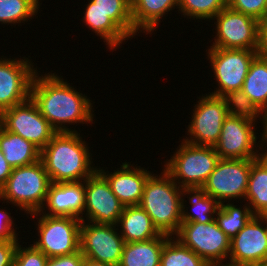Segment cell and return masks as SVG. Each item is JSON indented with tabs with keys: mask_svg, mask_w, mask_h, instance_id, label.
Returning <instances> with one entry per match:
<instances>
[{
	"mask_svg": "<svg viewBox=\"0 0 267 266\" xmlns=\"http://www.w3.org/2000/svg\"><path fill=\"white\" fill-rule=\"evenodd\" d=\"M30 98L57 132H76L75 128H68L67 123L76 126L77 123H93L92 100L55 73L39 76L36 72L31 83Z\"/></svg>",
	"mask_w": 267,
	"mask_h": 266,
	"instance_id": "obj_1",
	"label": "cell"
},
{
	"mask_svg": "<svg viewBox=\"0 0 267 266\" xmlns=\"http://www.w3.org/2000/svg\"><path fill=\"white\" fill-rule=\"evenodd\" d=\"M87 146L77 131L57 132L40 154L50 181L79 182L91 176L97 167Z\"/></svg>",
	"mask_w": 267,
	"mask_h": 266,
	"instance_id": "obj_2",
	"label": "cell"
},
{
	"mask_svg": "<svg viewBox=\"0 0 267 266\" xmlns=\"http://www.w3.org/2000/svg\"><path fill=\"white\" fill-rule=\"evenodd\" d=\"M162 171L160 175L153 173L148 177L139 205L161 234L174 236L182 222V188Z\"/></svg>",
	"mask_w": 267,
	"mask_h": 266,
	"instance_id": "obj_3",
	"label": "cell"
},
{
	"mask_svg": "<svg viewBox=\"0 0 267 266\" xmlns=\"http://www.w3.org/2000/svg\"><path fill=\"white\" fill-rule=\"evenodd\" d=\"M51 184L41 160L34 164L13 168L0 188V199L17 206L27 214L42 210Z\"/></svg>",
	"mask_w": 267,
	"mask_h": 266,
	"instance_id": "obj_4",
	"label": "cell"
},
{
	"mask_svg": "<svg viewBox=\"0 0 267 266\" xmlns=\"http://www.w3.org/2000/svg\"><path fill=\"white\" fill-rule=\"evenodd\" d=\"M180 144L164 170L181 188L203 187L220 157L214 146L194 145L183 139Z\"/></svg>",
	"mask_w": 267,
	"mask_h": 266,
	"instance_id": "obj_5",
	"label": "cell"
},
{
	"mask_svg": "<svg viewBox=\"0 0 267 266\" xmlns=\"http://www.w3.org/2000/svg\"><path fill=\"white\" fill-rule=\"evenodd\" d=\"M30 216L34 218L39 216L36 227L39 238L33 245L48 258L71 255L80 250L81 219L69 216H49L40 211Z\"/></svg>",
	"mask_w": 267,
	"mask_h": 266,
	"instance_id": "obj_6",
	"label": "cell"
},
{
	"mask_svg": "<svg viewBox=\"0 0 267 266\" xmlns=\"http://www.w3.org/2000/svg\"><path fill=\"white\" fill-rule=\"evenodd\" d=\"M175 235V239L207 263L228 261L231 239L219 228L215 219L209 223L181 222Z\"/></svg>",
	"mask_w": 267,
	"mask_h": 266,
	"instance_id": "obj_7",
	"label": "cell"
},
{
	"mask_svg": "<svg viewBox=\"0 0 267 266\" xmlns=\"http://www.w3.org/2000/svg\"><path fill=\"white\" fill-rule=\"evenodd\" d=\"M207 57L218 87L211 95L223 97L230 91L241 90L257 50L210 47Z\"/></svg>",
	"mask_w": 267,
	"mask_h": 266,
	"instance_id": "obj_8",
	"label": "cell"
},
{
	"mask_svg": "<svg viewBox=\"0 0 267 266\" xmlns=\"http://www.w3.org/2000/svg\"><path fill=\"white\" fill-rule=\"evenodd\" d=\"M255 160L220 159L203 185L206 194L220 204L245 198L251 165Z\"/></svg>",
	"mask_w": 267,
	"mask_h": 266,
	"instance_id": "obj_9",
	"label": "cell"
},
{
	"mask_svg": "<svg viewBox=\"0 0 267 266\" xmlns=\"http://www.w3.org/2000/svg\"><path fill=\"white\" fill-rule=\"evenodd\" d=\"M212 20H216L214 48L258 50V20L228 6Z\"/></svg>",
	"mask_w": 267,
	"mask_h": 266,
	"instance_id": "obj_10",
	"label": "cell"
},
{
	"mask_svg": "<svg viewBox=\"0 0 267 266\" xmlns=\"http://www.w3.org/2000/svg\"><path fill=\"white\" fill-rule=\"evenodd\" d=\"M1 125L42 150L57 131L39 112L31 98L1 113Z\"/></svg>",
	"mask_w": 267,
	"mask_h": 266,
	"instance_id": "obj_11",
	"label": "cell"
},
{
	"mask_svg": "<svg viewBox=\"0 0 267 266\" xmlns=\"http://www.w3.org/2000/svg\"><path fill=\"white\" fill-rule=\"evenodd\" d=\"M193 109L192 119L187 128L184 141L194 145L214 146L221 134L224 119L228 116L223 97L211 94L199 97Z\"/></svg>",
	"mask_w": 267,
	"mask_h": 266,
	"instance_id": "obj_12",
	"label": "cell"
},
{
	"mask_svg": "<svg viewBox=\"0 0 267 266\" xmlns=\"http://www.w3.org/2000/svg\"><path fill=\"white\" fill-rule=\"evenodd\" d=\"M116 227L82 221L79 243L83 256L96 262L119 266L125 242Z\"/></svg>",
	"mask_w": 267,
	"mask_h": 266,
	"instance_id": "obj_13",
	"label": "cell"
},
{
	"mask_svg": "<svg viewBox=\"0 0 267 266\" xmlns=\"http://www.w3.org/2000/svg\"><path fill=\"white\" fill-rule=\"evenodd\" d=\"M255 126L250 121L228 115L224 119L220 138L214 145L220 159L259 158L261 144L257 143L258 133H255Z\"/></svg>",
	"mask_w": 267,
	"mask_h": 266,
	"instance_id": "obj_14",
	"label": "cell"
},
{
	"mask_svg": "<svg viewBox=\"0 0 267 266\" xmlns=\"http://www.w3.org/2000/svg\"><path fill=\"white\" fill-rule=\"evenodd\" d=\"M123 209L124 205L98 170L85 179L84 213H86L81 217L82 221L116 225Z\"/></svg>",
	"mask_w": 267,
	"mask_h": 266,
	"instance_id": "obj_15",
	"label": "cell"
},
{
	"mask_svg": "<svg viewBox=\"0 0 267 266\" xmlns=\"http://www.w3.org/2000/svg\"><path fill=\"white\" fill-rule=\"evenodd\" d=\"M23 58H0V113L30 98L37 68L31 60Z\"/></svg>",
	"mask_w": 267,
	"mask_h": 266,
	"instance_id": "obj_16",
	"label": "cell"
},
{
	"mask_svg": "<svg viewBox=\"0 0 267 266\" xmlns=\"http://www.w3.org/2000/svg\"><path fill=\"white\" fill-rule=\"evenodd\" d=\"M266 215H254L230 241L228 261L235 266L267 263Z\"/></svg>",
	"mask_w": 267,
	"mask_h": 266,
	"instance_id": "obj_17",
	"label": "cell"
},
{
	"mask_svg": "<svg viewBox=\"0 0 267 266\" xmlns=\"http://www.w3.org/2000/svg\"><path fill=\"white\" fill-rule=\"evenodd\" d=\"M84 206L85 180L79 182H51L45 204L40 212L49 216H69L81 219L84 214Z\"/></svg>",
	"mask_w": 267,
	"mask_h": 266,
	"instance_id": "obj_18",
	"label": "cell"
},
{
	"mask_svg": "<svg viewBox=\"0 0 267 266\" xmlns=\"http://www.w3.org/2000/svg\"><path fill=\"white\" fill-rule=\"evenodd\" d=\"M120 166V170L118 168L113 173H109L106 169L97 168V170L106 178L112 192L124 206L139 205L145 183L152 173L140 166L135 168L126 161Z\"/></svg>",
	"mask_w": 267,
	"mask_h": 266,
	"instance_id": "obj_19",
	"label": "cell"
},
{
	"mask_svg": "<svg viewBox=\"0 0 267 266\" xmlns=\"http://www.w3.org/2000/svg\"><path fill=\"white\" fill-rule=\"evenodd\" d=\"M116 225L121 228L119 232L125 243L148 241L161 235L140 205L124 206Z\"/></svg>",
	"mask_w": 267,
	"mask_h": 266,
	"instance_id": "obj_20",
	"label": "cell"
},
{
	"mask_svg": "<svg viewBox=\"0 0 267 266\" xmlns=\"http://www.w3.org/2000/svg\"><path fill=\"white\" fill-rule=\"evenodd\" d=\"M178 3L179 0H131L132 21L135 30L152 34L165 14L178 8Z\"/></svg>",
	"mask_w": 267,
	"mask_h": 266,
	"instance_id": "obj_21",
	"label": "cell"
},
{
	"mask_svg": "<svg viewBox=\"0 0 267 266\" xmlns=\"http://www.w3.org/2000/svg\"><path fill=\"white\" fill-rule=\"evenodd\" d=\"M0 150L12 168L27 166L40 160L41 150L20 135L0 125Z\"/></svg>",
	"mask_w": 267,
	"mask_h": 266,
	"instance_id": "obj_22",
	"label": "cell"
},
{
	"mask_svg": "<svg viewBox=\"0 0 267 266\" xmlns=\"http://www.w3.org/2000/svg\"><path fill=\"white\" fill-rule=\"evenodd\" d=\"M170 237L161 234L148 241L125 243L119 266H160L163 246Z\"/></svg>",
	"mask_w": 267,
	"mask_h": 266,
	"instance_id": "obj_23",
	"label": "cell"
},
{
	"mask_svg": "<svg viewBox=\"0 0 267 266\" xmlns=\"http://www.w3.org/2000/svg\"><path fill=\"white\" fill-rule=\"evenodd\" d=\"M183 196H190L187 198H189L188 200L191 205L189 211L192 213L188 212L189 207L185 205V197ZM182 197V222L209 223L215 219L220 203L206 194L203 187H184L182 188Z\"/></svg>",
	"mask_w": 267,
	"mask_h": 266,
	"instance_id": "obj_24",
	"label": "cell"
},
{
	"mask_svg": "<svg viewBox=\"0 0 267 266\" xmlns=\"http://www.w3.org/2000/svg\"><path fill=\"white\" fill-rule=\"evenodd\" d=\"M244 200L254 215H267V160L262 157L251 165Z\"/></svg>",
	"mask_w": 267,
	"mask_h": 266,
	"instance_id": "obj_25",
	"label": "cell"
},
{
	"mask_svg": "<svg viewBox=\"0 0 267 266\" xmlns=\"http://www.w3.org/2000/svg\"><path fill=\"white\" fill-rule=\"evenodd\" d=\"M85 25L100 36L108 45L109 50L121 47L130 37L103 11L99 9L85 8L82 18Z\"/></svg>",
	"mask_w": 267,
	"mask_h": 266,
	"instance_id": "obj_26",
	"label": "cell"
},
{
	"mask_svg": "<svg viewBox=\"0 0 267 266\" xmlns=\"http://www.w3.org/2000/svg\"><path fill=\"white\" fill-rule=\"evenodd\" d=\"M241 90L267 116V57H254Z\"/></svg>",
	"mask_w": 267,
	"mask_h": 266,
	"instance_id": "obj_27",
	"label": "cell"
},
{
	"mask_svg": "<svg viewBox=\"0 0 267 266\" xmlns=\"http://www.w3.org/2000/svg\"><path fill=\"white\" fill-rule=\"evenodd\" d=\"M86 8L106 13L129 37L137 33L132 21L131 0H88Z\"/></svg>",
	"mask_w": 267,
	"mask_h": 266,
	"instance_id": "obj_28",
	"label": "cell"
},
{
	"mask_svg": "<svg viewBox=\"0 0 267 266\" xmlns=\"http://www.w3.org/2000/svg\"><path fill=\"white\" fill-rule=\"evenodd\" d=\"M253 216L254 214L248 204L238 208L233 203L228 202L225 204L224 202L220 204L219 209L216 211L215 221L219 228L232 239Z\"/></svg>",
	"mask_w": 267,
	"mask_h": 266,
	"instance_id": "obj_29",
	"label": "cell"
},
{
	"mask_svg": "<svg viewBox=\"0 0 267 266\" xmlns=\"http://www.w3.org/2000/svg\"><path fill=\"white\" fill-rule=\"evenodd\" d=\"M39 1L41 0H0V23L21 25L27 22L37 15L42 4Z\"/></svg>",
	"mask_w": 267,
	"mask_h": 266,
	"instance_id": "obj_30",
	"label": "cell"
},
{
	"mask_svg": "<svg viewBox=\"0 0 267 266\" xmlns=\"http://www.w3.org/2000/svg\"><path fill=\"white\" fill-rule=\"evenodd\" d=\"M206 264L204 259L174 239V236H171L163 246L160 266H206Z\"/></svg>",
	"mask_w": 267,
	"mask_h": 266,
	"instance_id": "obj_31",
	"label": "cell"
},
{
	"mask_svg": "<svg viewBox=\"0 0 267 266\" xmlns=\"http://www.w3.org/2000/svg\"><path fill=\"white\" fill-rule=\"evenodd\" d=\"M223 98L226 103L228 115L250 121L254 124L256 120L262 117L260 121L264 122L266 114L242 90L230 91Z\"/></svg>",
	"mask_w": 267,
	"mask_h": 266,
	"instance_id": "obj_32",
	"label": "cell"
},
{
	"mask_svg": "<svg viewBox=\"0 0 267 266\" xmlns=\"http://www.w3.org/2000/svg\"><path fill=\"white\" fill-rule=\"evenodd\" d=\"M227 7V0H179L178 11L184 17L196 20H212L221 10Z\"/></svg>",
	"mask_w": 267,
	"mask_h": 266,
	"instance_id": "obj_33",
	"label": "cell"
},
{
	"mask_svg": "<svg viewBox=\"0 0 267 266\" xmlns=\"http://www.w3.org/2000/svg\"><path fill=\"white\" fill-rule=\"evenodd\" d=\"M48 257L33 244L22 247L18 242L16 247L13 266H46Z\"/></svg>",
	"mask_w": 267,
	"mask_h": 266,
	"instance_id": "obj_34",
	"label": "cell"
},
{
	"mask_svg": "<svg viewBox=\"0 0 267 266\" xmlns=\"http://www.w3.org/2000/svg\"><path fill=\"white\" fill-rule=\"evenodd\" d=\"M267 0H227V6L256 20L264 17Z\"/></svg>",
	"mask_w": 267,
	"mask_h": 266,
	"instance_id": "obj_35",
	"label": "cell"
},
{
	"mask_svg": "<svg viewBox=\"0 0 267 266\" xmlns=\"http://www.w3.org/2000/svg\"><path fill=\"white\" fill-rule=\"evenodd\" d=\"M3 210L0 209V241H18L17 230L13 228L16 225L12 220L13 217L7 210Z\"/></svg>",
	"mask_w": 267,
	"mask_h": 266,
	"instance_id": "obj_36",
	"label": "cell"
},
{
	"mask_svg": "<svg viewBox=\"0 0 267 266\" xmlns=\"http://www.w3.org/2000/svg\"><path fill=\"white\" fill-rule=\"evenodd\" d=\"M84 260L85 257L79 250L71 255L48 258L46 266H83Z\"/></svg>",
	"mask_w": 267,
	"mask_h": 266,
	"instance_id": "obj_37",
	"label": "cell"
},
{
	"mask_svg": "<svg viewBox=\"0 0 267 266\" xmlns=\"http://www.w3.org/2000/svg\"><path fill=\"white\" fill-rule=\"evenodd\" d=\"M18 242L19 241H0V266H13Z\"/></svg>",
	"mask_w": 267,
	"mask_h": 266,
	"instance_id": "obj_38",
	"label": "cell"
},
{
	"mask_svg": "<svg viewBox=\"0 0 267 266\" xmlns=\"http://www.w3.org/2000/svg\"><path fill=\"white\" fill-rule=\"evenodd\" d=\"M258 54L267 57V17L258 21Z\"/></svg>",
	"mask_w": 267,
	"mask_h": 266,
	"instance_id": "obj_39",
	"label": "cell"
},
{
	"mask_svg": "<svg viewBox=\"0 0 267 266\" xmlns=\"http://www.w3.org/2000/svg\"><path fill=\"white\" fill-rule=\"evenodd\" d=\"M12 167L4 158V154L0 150V188L5 184L8 180L9 176L12 172Z\"/></svg>",
	"mask_w": 267,
	"mask_h": 266,
	"instance_id": "obj_40",
	"label": "cell"
},
{
	"mask_svg": "<svg viewBox=\"0 0 267 266\" xmlns=\"http://www.w3.org/2000/svg\"><path fill=\"white\" fill-rule=\"evenodd\" d=\"M261 123H262L264 129L262 131L263 133L261 134L262 139L260 138V140H262V141L259 140L258 143L261 142V145H262V148H263V146H264L263 144L264 143H265V145H267V116L265 117L264 122H261ZM260 151H263L260 154V157H262L263 159L267 160V150H264V148H263V150L261 149Z\"/></svg>",
	"mask_w": 267,
	"mask_h": 266,
	"instance_id": "obj_41",
	"label": "cell"
},
{
	"mask_svg": "<svg viewBox=\"0 0 267 266\" xmlns=\"http://www.w3.org/2000/svg\"><path fill=\"white\" fill-rule=\"evenodd\" d=\"M83 266H113V265L102 263V262H96V261L85 258Z\"/></svg>",
	"mask_w": 267,
	"mask_h": 266,
	"instance_id": "obj_42",
	"label": "cell"
},
{
	"mask_svg": "<svg viewBox=\"0 0 267 266\" xmlns=\"http://www.w3.org/2000/svg\"><path fill=\"white\" fill-rule=\"evenodd\" d=\"M226 263L225 264L222 262L207 263L206 266H235L231 262H226Z\"/></svg>",
	"mask_w": 267,
	"mask_h": 266,
	"instance_id": "obj_43",
	"label": "cell"
},
{
	"mask_svg": "<svg viewBox=\"0 0 267 266\" xmlns=\"http://www.w3.org/2000/svg\"><path fill=\"white\" fill-rule=\"evenodd\" d=\"M244 266H267V264H254V265H244Z\"/></svg>",
	"mask_w": 267,
	"mask_h": 266,
	"instance_id": "obj_44",
	"label": "cell"
},
{
	"mask_svg": "<svg viewBox=\"0 0 267 266\" xmlns=\"http://www.w3.org/2000/svg\"><path fill=\"white\" fill-rule=\"evenodd\" d=\"M264 17H267V5H266V11H265Z\"/></svg>",
	"mask_w": 267,
	"mask_h": 266,
	"instance_id": "obj_45",
	"label": "cell"
},
{
	"mask_svg": "<svg viewBox=\"0 0 267 266\" xmlns=\"http://www.w3.org/2000/svg\"><path fill=\"white\" fill-rule=\"evenodd\" d=\"M266 233H267V215H266Z\"/></svg>",
	"mask_w": 267,
	"mask_h": 266,
	"instance_id": "obj_46",
	"label": "cell"
}]
</instances>
